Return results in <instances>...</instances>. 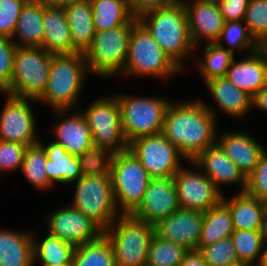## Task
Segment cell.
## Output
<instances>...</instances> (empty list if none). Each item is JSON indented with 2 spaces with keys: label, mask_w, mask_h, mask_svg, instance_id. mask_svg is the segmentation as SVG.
Returning <instances> with one entry per match:
<instances>
[{
  "label": "cell",
  "mask_w": 267,
  "mask_h": 266,
  "mask_svg": "<svg viewBox=\"0 0 267 266\" xmlns=\"http://www.w3.org/2000/svg\"><path fill=\"white\" fill-rule=\"evenodd\" d=\"M196 100L171 102L165 114L162 134L193 161L217 141V109Z\"/></svg>",
  "instance_id": "1"
},
{
  "label": "cell",
  "mask_w": 267,
  "mask_h": 266,
  "mask_svg": "<svg viewBox=\"0 0 267 266\" xmlns=\"http://www.w3.org/2000/svg\"><path fill=\"white\" fill-rule=\"evenodd\" d=\"M137 19L161 49L183 69L185 59L192 57L197 50L191 40L183 1L175 0L169 5L145 12Z\"/></svg>",
  "instance_id": "2"
},
{
  "label": "cell",
  "mask_w": 267,
  "mask_h": 266,
  "mask_svg": "<svg viewBox=\"0 0 267 266\" xmlns=\"http://www.w3.org/2000/svg\"><path fill=\"white\" fill-rule=\"evenodd\" d=\"M88 74L91 75L83 52L53 54L47 86L37 102L49 104L52 109H77Z\"/></svg>",
  "instance_id": "3"
},
{
  "label": "cell",
  "mask_w": 267,
  "mask_h": 266,
  "mask_svg": "<svg viewBox=\"0 0 267 266\" xmlns=\"http://www.w3.org/2000/svg\"><path fill=\"white\" fill-rule=\"evenodd\" d=\"M155 226L133 215H120L103 234L114 251L116 266H146Z\"/></svg>",
  "instance_id": "4"
},
{
  "label": "cell",
  "mask_w": 267,
  "mask_h": 266,
  "mask_svg": "<svg viewBox=\"0 0 267 266\" xmlns=\"http://www.w3.org/2000/svg\"><path fill=\"white\" fill-rule=\"evenodd\" d=\"M181 69L138 21L131 31L124 75L168 79Z\"/></svg>",
  "instance_id": "5"
},
{
  "label": "cell",
  "mask_w": 267,
  "mask_h": 266,
  "mask_svg": "<svg viewBox=\"0 0 267 266\" xmlns=\"http://www.w3.org/2000/svg\"><path fill=\"white\" fill-rule=\"evenodd\" d=\"M110 174L117 210L120 215H132L152 178L129 149L113 154Z\"/></svg>",
  "instance_id": "6"
},
{
  "label": "cell",
  "mask_w": 267,
  "mask_h": 266,
  "mask_svg": "<svg viewBox=\"0 0 267 266\" xmlns=\"http://www.w3.org/2000/svg\"><path fill=\"white\" fill-rule=\"evenodd\" d=\"M136 23L98 31L84 57L91 75L102 78L118 76L124 69L131 31Z\"/></svg>",
  "instance_id": "7"
},
{
  "label": "cell",
  "mask_w": 267,
  "mask_h": 266,
  "mask_svg": "<svg viewBox=\"0 0 267 266\" xmlns=\"http://www.w3.org/2000/svg\"><path fill=\"white\" fill-rule=\"evenodd\" d=\"M52 55L41 47H17L10 85L3 93L38 100L47 86Z\"/></svg>",
  "instance_id": "8"
},
{
  "label": "cell",
  "mask_w": 267,
  "mask_h": 266,
  "mask_svg": "<svg viewBox=\"0 0 267 266\" xmlns=\"http://www.w3.org/2000/svg\"><path fill=\"white\" fill-rule=\"evenodd\" d=\"M70 203L103 231L120 216L114 200L111 175H82L76 182Z\"/></svg>",
  "instance_id": "9"
},
{
  "label": "cell",
  "mask_w": 267,
  "mask_h": 266,
  "mask_svg": "<svg viewBox=\"0 0 267 266\" xmlns=\"http://www.w3.org/2000/svg\"><path fill=\"white\" fill-rule=\"evenodd\" d=\"M121 108L122 129L128 143L162 133L165 114L172 102L165 97L115 95Z\"/></svg>",
  "instance_id": "10"
},
{
  "label": "cell",
  "mask_w": 267,
  "mask_h": 266,
  "mask_svg": "<svg viewBox=\"0 0 267 266\" xmlns=\"http://www.w3.org/2000/svg\"><path fill=\"white\" fill-rule=\"evenodd\" d=\"M96 99L88 109L81 111L90 128L93 144L103 146L113 154L128 150L129 143L123 133L117 97L111 95Z\"/></svg>",
  "instance_id": "11"
},
{
  "label": "cell",
  "mask_w": 267,
  "mask_h": 266,
  "mask_svg": "<svg viewBox=\"0 0 267 266\" xmlns=\"http://www.w3.org/2000/svg\"><path fill=\"white\" fill-rule=\"evenodd\" d=\"M128 149L152 179L173 177L183 166L180 159H185L162 133L137 138L129 143Z\"/></svg>",
  "instance_id": "12"
},
{
  "label": "cell",
  "mask_w": 267,
  "mask_h": 266,
  "mask_svg": "<svg viewBox=\"0 0 267 266\" xmlns=\"http://www.w3.org/2000/svg\"><path fill=\"white\" fill-rule=\"evenodd\" d=\"M3 95L7 98L0 112V140L27 146L39 143L41 139H37L36 135V117L30 104L37 100Z\"/></svg>",
  "instance_id": "13"
},
{
  "label": "cell",
  "mask_w": 267,
  "mask_h": 266,
  "mask_svg": "<svg viewBox=\"0 0 267 266\" xmlns=\"http://www.w3.org/2000/svg\"><path fill=\"white\" fill-rule=\"evenodd\" d=\"M192 169L182 166L173 176L178 203L182 209L205 212L222 201L223 193L201 169L198 171Z\"/></svg>",
  "instance_id": "14"
},
{
  "label": "cell",
  "mask_w": 267,
  "mask_h": 266,
  "mask_svg": "<svg viewBox=\"0 0 267 266\" xmlns=\"http://www.w3.org/2000/svg\"><path fill=\"white\" fill-rule=\"evenodd\" d=\"M45 220L49 234L74 247L95 241L103 234L97 224L70 205L51 211Z\"/></svg>",
  "instance_id": "15"
},
{
  "label": "cell",
  "mask_w": 267,
  "mask_h": 266,
  "mask_svg": "<svg viewBox=\"0 0 267 266\" xmlns=\"http://www.w3.org/2000/svg\"><path fill=\"white\" fill-rule=\"evenodd\" d=\"M180 209L173 177L151 179L141 205L132 214L154 226L162 219Z\"/></svg>",
  "instance_id": "16"
},
{
  "label": "cell",
  "mask_w": 267,
  "mask_h": 266,
  "mask_svg": "<svg viewBox=\"0 0 267 266\" xmlns=\"http://www.w3.org/2000/svg\"><path fill=\"white\" fill-rule=\"evenodd\" d=\"M203 225V212L180 208L155 225V233L163 239L198 250Z\"/></svg>",
  "instance_id": "17"
},
{
  "label": "cell",
  "mask_w": 267,
  "mask_h": 266,
  "mask_svg": "<svg viewBox=\"0 0 267 266\" xmlns=\"http://www.w3.org/2000/svg\"><path fill=\"white\" fill-rule=\"evenodd\" d=\"M190 166H195L213 182L214 186L222 193L221 185H241L239 192H245L246 177L239 170L237 165L225 154L220 145L216 142L205 151H202Z\"/></svg>",
  "instance_id": "18"
},
{
  "label": "cell",
  "mask_w": 267,
  "mask_h": 266,
  "mask_svg": "<svg viewBox=\"0 0 267 266\" xmlns=\"http://www.w3.org/2000/svg\"><path fill=\"white\" fill-rule=\"evenodd\" d=\"M182 1L194 47L199 46L203 39L208 43H216L225 23L218 3L203 0Z\"/></svg>",
  "instance_id": "19"
},
{
  "label": "cell",
  "mask_w": 267,
  "mask_h": 266,
  "mask_svg": "<svg viewBox=\"0 0 267 266\" xmlns=\"http://www.w3.org/2000/svg\"><path fill=\"white\" fill-rule=\"evenodd\" d=\"M79 110L77 112L73 110L72 115L70 109H53L55 117H59L58 123L52 129V134L56 137L55 142L61 144L69 154L74 156L81 155L93 145L90 128Z\"/></svg>",
  "instance_id": "20"
},
{
  "label": "cell",
  "mask_w": 267,
  "mask_h": 266,
  "mask_svg": "<svg viewBox=\"0 0 267 266\" xmlns=\"http://www.w3.org/2000/svg\"><path fill=\"white\" fill-rule=\"evenodd\" d=\"M236 87L253 97L267 84V51L262 46L240 61L232 60L226 76Z\"/></svg>",
  "instance_id": "21"
},
{
  "label": "cell",
  "mask_w": 267,
  "mask_h": 266,
  "mask_svg": "<svg viewBox=\"0 0 267 266\" xmlns=\"http://www.w3.org/2000/svg\"><path fill=\"white\" fill-rule=\"evenodd\" d=\"M258 141L246 130H242L241 132H225L217 136L216 142L243 175L248 177L257 166L261 155L266 151Z\"/></svg>",
  "instance_id": "22"
},
{
  "label": "cell",
  "mask_w": 267,
  "mask_h": 266,
  "mask_svg": "<svg viewBox=\"0 0 267 266\" xmlns=\"http://www.w3.org/2000/svg\"><path fill=\"white\" fill-rule=\"evenodd\" d=\"M44 40L41 48L52 54L78 52L72 43L69 24L62 7L43 6Z\"/></svg>",
  "instance_id": "23"
},
{
  "label": "cell",
  "mask_w": 267,
  "mask_h": 266,
  "mask_svg": "<svg viewBox=\"0 0 267 266\" xmlns=\"http://www.w3.org/2000/svg\"><path fill=\"white\" fill-rule=\"evenodd\" d=\"M215 105L233 118H244L252 108V97L236 87L226 77L214 78L205 82Z\"/></svg>",
  "instance_id": "24"
},
{
  "label": "cell",
  "mask_w": 267,
  "mask_h": 266,
  "mask_svg": "<svg viewBox=\"0 0 267 266\" xmlns=\"http://www.w3.org/2000/svg\"><path fill=\"white\" fill-rule=\"evenodd\" d=\"M32 234L0 228V266H34Z\"/></svg>",
  "instance_id": "25"
},
{
  "label": "cell",
  "mask_w": 267,
  "mask_h": 266,
  "mask_svg": "<svg viewBox=\"0 0 267 266\" xmlns=\"http://www.w3.org/2000/svg\"><path fill=\"white\" fill-rule=\"evenodd\" d=\"M222 202L229 208L233 227L236 230L260 231L267 204L246 192H239L231 198L223 195Z\"/></svg>",
  "instance_id": "26"
},
{
  "label": "cell",
  "mask_w": 267,
  "mask_h": 266,
  "mask_svg": "<svg viewBox=\"0 0 267 266\" xmlns=\"http://www.w3.org/2000/svg\"><path fill=\"white\" fill-rule=\"evenodd\" d=\"M39 143L47 155L46 171L49 182L55 186L57 183L70 184L76 182L81 176V169L77 156L71 155L55 141L49 144Z\"/></svg>",
  "instance_id": "27"
},
{
  "label": "cell",
  "mask_w": 267,
  "mask_h": 266,
  "mask_svg": "<svg viewBox=\"0 0 267 266\" xmlns=\"http://www.w3.org/2000/svg\"><path fill=\"white\" fill-rule=\"evenodd\" d=\"M64 12L69 24L73 47L85 52L94 39L95 29L92 20L90 0H78L65 6Z\"/></svg>",
  "instance_id": "28"
},
{
  "label": "cell",
  "mask_w": 267,
  "mask_h": 266,
  "mask_svg": "<svg viewBox=\"0 0 267 266\" xmlns=\"http://www.w3.org/2000/svg\"><path fill=\"white\" fill-rule=\"evenodd\" d=\"M12 42L17 47H41L44 40L43 6L29 0L18 17ZM15 40V41H14Z\"/></svg>",
  "instance_id": "29"
},
{
  "label": "cell",
  "mask_w": 267,
  "mask_h": 266,
  "mask_svg": "<svg viewBox=\"0 0 267 266\" xmlns=\"http://www.w3.org/2000/svg\"><path fill=\"white\" fill-rule=\"evenodd\" d=\"M95 32L105 31L126 23H137L128 0H90Z\"/></svg>",
  "instance_id": "30"
},
{
  "label": "cell",
  "mask_w": 267,
  "mask_h": 266,
  "mask_svg": "<svg viewBox=\"0 0 267 266\" xmlns=\"http://www.w3.org/2000/svg\"><path fill=\"white\" fill-rule=\"evenodd\" d=\"M234 232L232 216L229 208L221 201L217 206L203 212V225L199 239V247L215 243L231 237Z\"/></svg>",
  "instance_id": "31"
},
{
  "label": "cell",
  "mask_w": 267,
  "mask_h": 266,
  "mask_svg": "<svg viewBox=\"0 0 267 266\" xmlns=\"http://www.w3.org/2000/svg\"><path fill=\"white\" fill-rule=\"evenodd\" d=\"M33 235L34 263L37 260L46 265L72 264L75 247L67 241L61 240L47 232L41 242Z\"/></svg>",
  "instance_id": "32"
},
{
  "label": "cell",
  "mask_w": 267,
  "mask_h": 266,
  "mask_svg": "<svg viewBox=\"0 0 267 266\" xmlns=\"http://www.w3.org/2000/svg\"><path fill=\"white\" fill-rule=\"evenodd\" d=\"M72 266H116L114 251L108 238L102 234L95 241L75 247Z\"/></svg>",
  "instance_id": "33"
},
{
  "label": "cell",
  "mask_w": 267,
  "mask_h": 266,
  "mask_svg": "<svg viewBox=\"0 0 267 266\" xmlns=\"http://www.w3.org/2000/svg\"><path fill=\"white\" fill-rule=\"evenodd\" d=\"M204 54L199 60H196V70L201 74L204 83L214 78L225 77L229 69L234 54L216 43H207L204 46Z\"/></svg>",
  "instance_id": "34"
},
{
  "label": "cell",
  "mask_w": 267,
  "mask_h": 266,
  "mask_svg": "<svg viewBox=\"0 0 267 266\" xmlns=\"http://www.w3.org/2000/svg\"><path fill=\"white\" fill-rule=\"evenodd\" d=\"M47 155L40 143L26 148L21 171L27 181L36 189L46 191L54 186L49 182L46 171Z\"/></svg>",
  "instance_id": "35"
},
{
  "label": "cell",
  "mask_w": 267,
  "mask_h": 266,
  "mask_svg": "<svg viewBox=\"0 0 267 266\" xmlns=\"http://www.w3.org/2000/svg\"><path fill=\"white\" fill-rule=\"evenodd\" d=\"M224 41H226L228 47L226 45H223ZM216 44L223 48H226L233 54L237 50L243 52L245 49V55L257 51L259 48L262 47L249 33L244 20L225 22L223 29L221 30V33L219 35V38L216 41Z\"/></svg>",
  "instance_id": "36"
},
{
  "label": "cell",
  "mask_w": 267,
  "mask_h": 266,
  "mask_svg": "<svg viewBox=\"0 0 267 266\" xmlns=\"http://www.w3.org/2000/svg\"><path fill=\"white\" fill-rule=\"evenodd\" d=\"M239 263L260 266L265 244L260 231L236 230L231 234Z\"/></svg>",
  "instance_id": "37"
},
{
  "label": "cell",
  "mask_w": 267,
  "mask_h": 266,
  "mask_svg": "<svg viewBox=\"0 0 267 266\" xmlns=\"http://www.w3.org/2000/svg\"><path fill=\"white\" fill-rule=\"evenodd\" d=\"M188 251L183 245L163 239L154 233L146 266H179Z\"/></svg>",
  "instance_id": "38"
},
{
  "label": "cell",
  "mask_w": 267,
  "mask_h": 266,
  "mask_svg": "<svg viewBox=\"0 0 267 266\" xmlns=\"http://www.w3.org/2000/svg\"><path fill=\"white\" fill-rule=\"evenodd\" d=\"M113 153L103 146L92 145L77 156L82 175H111Z\"/></svg>",
  "instance_id": "39"
},
{
  "label": "cell",
  "mask_w": 267,
  "mask_h": 266,
  "mask_svg": "<svg viewBox=\"0 0 267 266\" xmlns=\"http://www.w3.org/2000/svg\"><path fill=\"white\" fill-rule=\"evenodd\" d=\"M198 250L208 266H234L239 264L236 248L231 237L199 247Z\"/></svg>",
  "instance_id": "40"
},
{
  "label": "cell",
  "mask_w": 267,
  "mask_h": 266,
  "mask_svg": "<svg viewBox=\"0 0 267 266\" xmlns=\"http://www.w3.org/2000/svg\"><path fill=\"white\" fill-rule=\"evenodd\" d=\"M244 22L254 39L264 46L267 43V0H250Z\"/></svg>",
  "instance_id": "41"
},
{
  "label": "cell",
  "mask_w": 267,
  "mask_h": 266,
  "mask_svg": "<svg viewBox=\"0 0 267 266\" xmlns=\"http://www.w3.org/2000/svg\"><path fill=\"white\" fill-rule=\"evenodd\" d=\"M245 192L267 204V151L261 155L254 171L246 177Z\"/></svg>",
  "instance_id": "42"
},
{
  "label": "cell",
  "mask_w": 267,
  "mask_h": 266,
  "mask_svg": "<svg viewBox=\"0 0 267 266\" xmlns=\"http://www.w3.org/2000/svg\"><path fill=\"white\" fill-rule=\"evenodd\" d=\"M29 0H0V37L12 38L18 17Z\"/></svg>",
  "instance_id": "43"
},
{
  "label": "cell",
  "mask_w": 267,
  "mask_h": 266,
  "mask_svg": "<svg viewBox=\"0 0 267 266\" xmlns=\"http://www.w3.org/2000/svg\"><path fill=\"white\" fill-rule=\"evenodd\" d=\"M28 146L0 140V173L21 169Z\"/></svg>",
  "instance_id": "44"
},
{
  "label": "cell",
  "mask_w": 267,
  "mask_h": 266,
  "mask_svg": "<svg viewBox=\"0 0 267 266\" xmlns=\"http://www.w3.org/2000/svg\"><path fill=\"white\" fill-rule=\"evenodd\" d=\"M17 46L10 38L0 37V92L10 85L13 72V58Z\"/></svg>",
  "instance_id": "45"
},
{
  "label": "cell",
  "mask_w": 267,
  "mask_h": 266,
  "mask_svg": "<svg viewBox=\"0 0 267 266\" xmlns=\"http://www.w3.org/2000/svg\"><path fill=\"white\" fill-rule=\"evenodd\" d=\"M249 1L250 0H220L218 5L224 21L244 20Z\"/></svg>",
  "instance_id": "46"
},
{
  "label": "cell",
  "mask_w": 267,
  "mask_h": 266,
  "mask_svg": "<svg viewBox=\"0 0 267 266\" xmlns=\"http://www.w3.org/2000/svg\"><path fill=\"white\" fill-rule=\"evenodd\" d=\"M175 0H130L132 14L138 18L141 14L171 4Z\"/></svg>",
  "instance_id": "47"
},
{
  "label": "cell",
  "mask_w": 267,
  "mask_h": 266,
  "mask_svg": "<svg viewBox=\"0 0 267 266\" xmlns=\"http://www.w3.org/2000/svg\"><path fill=\"white\" fill-rule=\"evenodd\" d=\"M179 266H208L199 250H189Z\"/></svg>",
  "instance_id": "48"
},
{
  "label": "cell",
  "mask_w": 267,
  "mask_h": 266,
  "mask_svg": "<svg viewBox=\"0 0 267 266\" xmlns=\"http://www.w3.org/2000/svg\"><path fill=\"white\" fill-rule=\"evenodd\" d=\"M256 107L258 110L267 112V84L263 86L253 97H252V109Z\"/></svg>",
  "instance_id": "49"
},
{
  "label": "cell",
  "mask_w": 267,
  "mask_h": 266,
  "mask_svg": "<svg viewBox=\"0 0 267 266\" xmlns=\"http://www.w3.org/2000/svg\"><path fill=\"white\" fill-rule=\"evenodd\" d=\"M34 2L41 4L44 7H62L71 4L78 0H33Z\"/></svg>",
  "instance_id": "50"
},
{
  "label": "cell",
  "mask_w": 267,
  "mask_h": 266,
  "mask_svg": "<svg viewBox=\"0 0 267 266\" xmlns=\"http://www.w3.org/2000/svg\"><path fill=\"white\" fill-rule=\"evenodd\" d=\"M260 232L262 234L264 244L267 245V207L263 214Z\"/></svg>",
  "instance_id": "51"
},
{
  "label": "cell",
  "mask_w": 267,
  "mask_h": 266,
  "mask_svg": "<svg viewBox=\"0 0 267 266\" xmlns=\"http://www.w3.org/2000/svg\"><path fill=\"white\" fill-rule=\"evenodd\" d=\"M260 266H267V245H265L263 260Z\"/></svg>",
  "instance_id": "52"
},
{
  "label": "cell",
  "mask_w": 267,
  "mask_h": 266,
  "mask_svg": "<svg viewBox=\"0 0 267 266\" xmlns=\"http://www.w3.org/2000/svg\"><path fill=\"white\" fill-rule=\"evenodd\" d=\"M41 266H72V264H63V265H46V264H40Z\"/></svg>",
  "instance_id": "53"
},
{
  "label": "cell",
  "mask_w": 267,
  "mask_h": 266,
  "mask_svg": "<svg viewBox=\"0 0 267 266\" xmlns=\"http://www.w3.org/2000/svg\"><path fill=\"white\" fill-rule=\"evenodd\" d=\"M234 266H254V265L246 264V263H239V264H236Z\"/></svg>",
  "instance_id": "54"
},
{
  "label": "cell",
  "mask_w": 267,
  "mask_h": 266,
  "mask_svg": "<svg viewBox=\"0 0 267 266\" xmlns=\"http://www.w3.org/2000/svg\"><path fill=\"white\" fill-rule=\"evenodd\" d=\"M203 1H210V2H219L220 0H203Z\"/></svg>",
  "instance_id": "55"
},
{
  "label": "cell",
  "mask_w": 267,
  "mask_h": 266,
  "mask_svg": "<svg viewBox=\"0 0 267 266\" xmlns=\"http://www.w3.org/2000/svg\"><path fill=\"white\" fill-rule=\"evenodd\" d=\"M265 48V50L267 51V43L263 46Z\"/></svg>",
  "instance_id": "56"
}]
</instances>
